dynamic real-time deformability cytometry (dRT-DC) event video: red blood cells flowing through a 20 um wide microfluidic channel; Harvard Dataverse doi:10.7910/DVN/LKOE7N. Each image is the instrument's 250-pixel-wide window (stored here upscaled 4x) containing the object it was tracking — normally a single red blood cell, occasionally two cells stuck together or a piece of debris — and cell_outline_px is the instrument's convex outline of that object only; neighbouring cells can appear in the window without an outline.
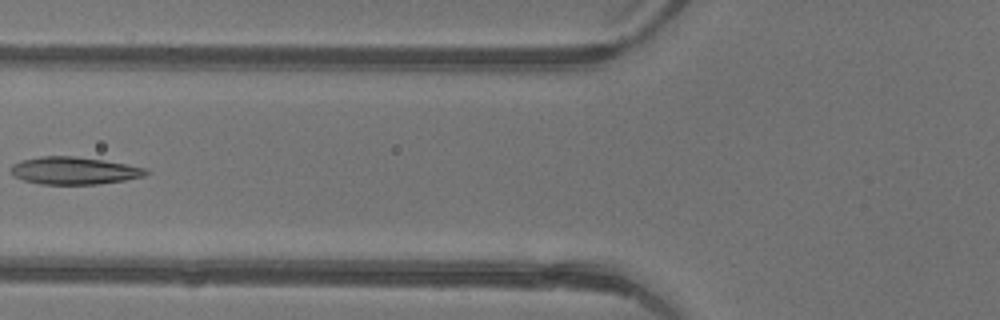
{"species": "common noctule bat (a hibernating species)", "species_latin": "Nyctalus noctula", "temperature_condition": "warm", "stored_images_in_passage": 5, "camera_frame_rate_fps": 3000, "um_per_image_px": 0.085, "animal": {"sex": "female"}, "frame": {"image": 1, "passage_image": 5, "time_ms": 1.333, "image_size_px": [1000, 320], "cell_outline_px": [[152, 172], [144, 176], [124, 180], [96, 184], [40, 184], [24, 180], [12, 176], [12, 164], [24, 160], [40, 156], [76, 156], [104, 160], [144, 168]], "centroid_in_image_um": [6.3, 14.5], "position_along_channel_um": 119.5, "area_um2": 21.44}}